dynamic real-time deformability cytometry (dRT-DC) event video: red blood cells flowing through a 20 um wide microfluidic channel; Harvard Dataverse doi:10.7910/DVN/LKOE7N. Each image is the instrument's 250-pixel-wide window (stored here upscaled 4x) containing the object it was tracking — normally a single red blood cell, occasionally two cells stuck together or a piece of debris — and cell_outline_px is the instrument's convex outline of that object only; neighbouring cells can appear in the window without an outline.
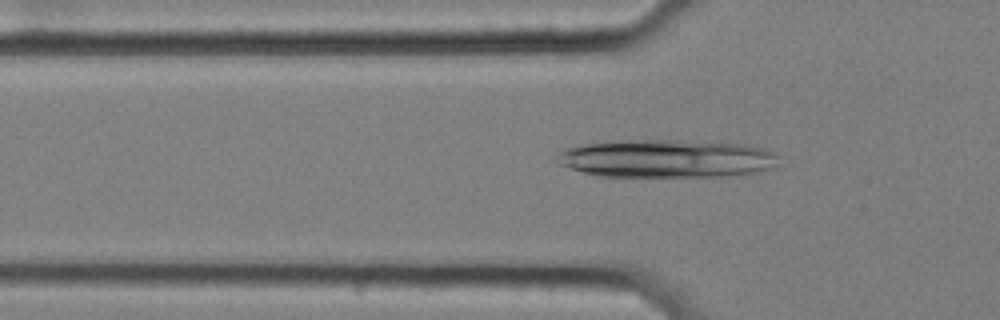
{"species": "common noctule bat (a hibernating species)", "species_latin": "Nyctalus noctula", "temperature_condition": "cold", "stored_images_in_passage": 49, "camera_frame_rate_fps": 3000, "um_per_image_px": 0.085, "animal": {"sex": "female", "body_mass_g": 25.1}, "frame": {"image": 1, "passage_image": 12, "time_ms": 3.667, "image_size_px": [1000, 320], "cell_outline_px": [[776, 164], [768, 168], [736, 176], [600, 176], [584, 172], [560, 164], [556, 160], [556, 156], [560, 152], [568, 148], [580, 144], [632, 140], [676, 140], [736, 144], [760, 148], [776, 152]], "centroid_in_image_um": [56.61, 13.48], "position_along_channel_um": 69.2, "area_um2": 48.38}}
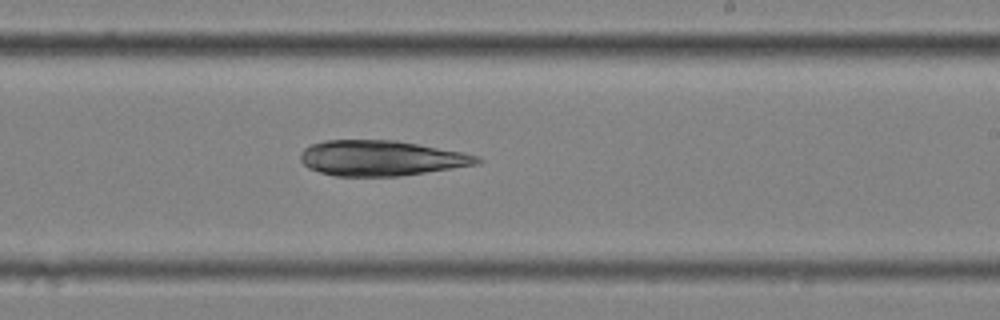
{"frame": {"image": 2, "passage_image": 28, "time_ms": 9.0, "image_size_px": [1000, 320], "cell_outline_px": [[484, 160], [480, 164], [400, 176], [336, 176], [320, 172], [308, 168], [300, 160], [300, 152], [304, 148], [312, 144], [324, 140], [396, 140], [464, 152], [480, 156]], "centroid_in_image_um": [32.43, 13.44], "position_along_channel_um": 256.6, "area_um2": 36.65}}
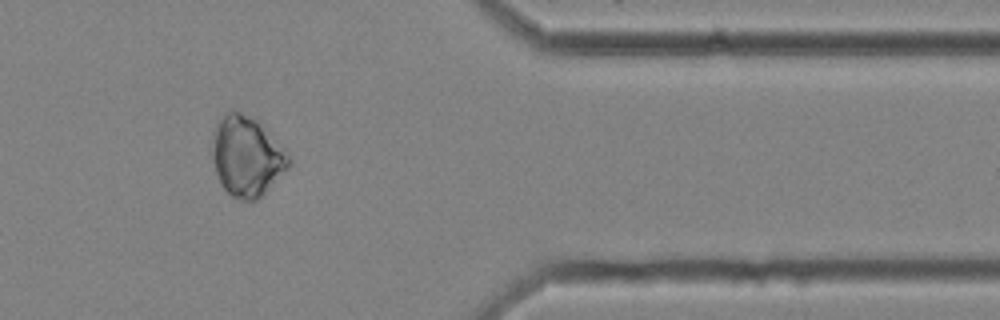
{"frame": {"image": 3, "passage_image": 41, "time_ms": 13.333, "image_size_px": [1000, 320], "cell_outline_px": [[292, 164], [256, 200], [244, 200], [232, 196], [220, 184], [212, 160], [212, 140], [216, 120], [224, 112], [240, 112], [256, 120], [288, 152], [292, 160]], "centroid_in_image_um": [20.95, 13.27], "position_along_channel_um": 390.5, "area_um2": 35.49}}